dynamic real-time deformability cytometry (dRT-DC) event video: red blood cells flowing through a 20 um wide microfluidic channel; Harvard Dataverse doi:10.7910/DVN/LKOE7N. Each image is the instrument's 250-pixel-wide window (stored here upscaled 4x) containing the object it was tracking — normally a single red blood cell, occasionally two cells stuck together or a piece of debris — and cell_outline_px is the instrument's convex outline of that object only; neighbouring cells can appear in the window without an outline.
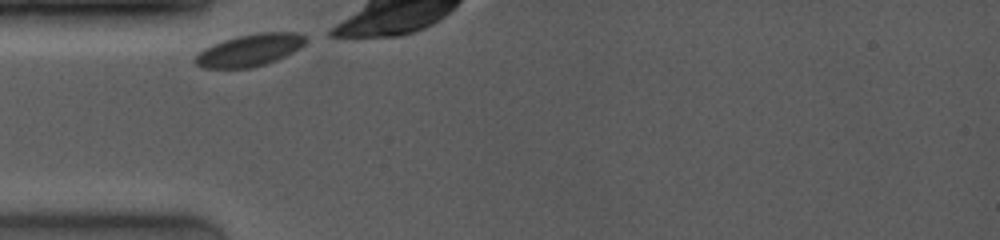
{"species": "common noctule bat (a hibernating species)", "species_latin": "Nyctalus noctula", "temperature_condition": "room temperature", "stored_images_in_passage": 25, "camera_frame_rate_fps": 4000, "um_per_image_px": 0.085, "animal": {"sex": "female", "body_mass_g": 19.0, "forearm_length_mm": 53.3}, "frame": {"image": 1, "passage_image": 1, "time_ms": 0.0, "image_size_px": [1000, 240], "cell_outline_px": [[308, 40], [300, 48], [276, 60], [252, 68], [204, 68], [196, 64], [192, 60], [204, 48], [224, 40], [236, 36], [260, 32], [296, 32], [304, 36]], "centroid_in_image_um": [21.22, 4.26], "position_along_channel_um": 63.8, "area_um2": 20.58}}